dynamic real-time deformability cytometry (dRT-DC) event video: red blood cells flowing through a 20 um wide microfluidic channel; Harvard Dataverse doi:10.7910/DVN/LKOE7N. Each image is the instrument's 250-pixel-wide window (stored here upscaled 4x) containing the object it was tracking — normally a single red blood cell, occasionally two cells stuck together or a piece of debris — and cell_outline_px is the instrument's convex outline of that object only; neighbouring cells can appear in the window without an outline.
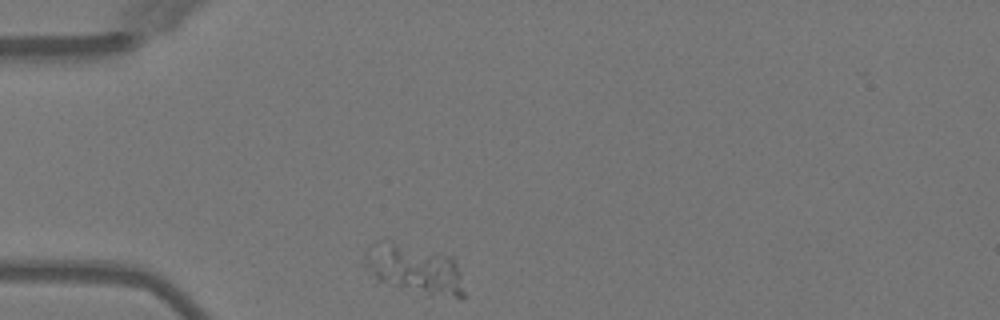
{"species": "Egyptian fruit bat (a non-hibernating species)", "species_latin": "Rousettus aegyptiacus", "temperature_condition": "warm", "stored_images_in_passage": 1, "camera_frame_rate_fps": 3000, "um_per_image_px": 0.085, "animal": {"sex": "female"}, "frame": {"image": 1, "passage_image": 1, "time_ms": 0.0, "image_size_px": [1000, 320], "cell_outline_px": [[464, 300], [460, 300], [428, 296], [372, 284], [364, 264], [368, 252], [372, 244], [376, 240], [384, 236], [452, 256], [460, 272], [464, 292]], "centroid_in_image_um": [35.15, 22.91], "position_along_channel_um": 49.8, "area_um2": 31.1}}